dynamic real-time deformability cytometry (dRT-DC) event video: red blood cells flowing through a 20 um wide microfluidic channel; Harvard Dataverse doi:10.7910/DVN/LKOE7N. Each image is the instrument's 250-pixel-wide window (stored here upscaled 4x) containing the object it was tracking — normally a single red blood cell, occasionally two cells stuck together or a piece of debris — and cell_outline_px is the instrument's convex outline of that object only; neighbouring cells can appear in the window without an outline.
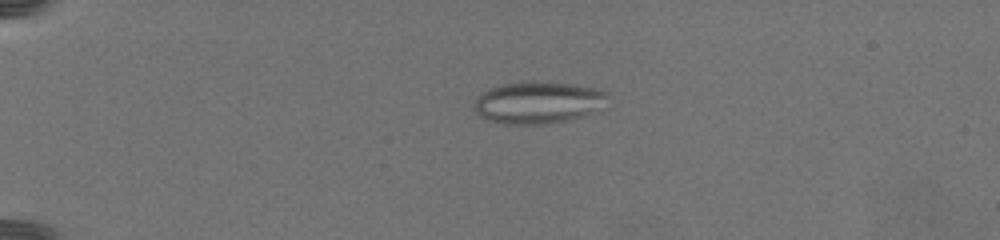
{"species": "common noctule bat (a hibernating species)", "species_latin": "Nyctalus noctula", "temperature_condition": "warm", "stored_images_in_passage": 29, "camera_frame_rate_fps": 3000, "um_per_image_px": 0.085, "animal": {"sex": "female", "body_mass_g": 19.5, "forearm_length_mm": 54.1}, "frame": {"image": 1, "passage_image": 8, "time_ms": 6.333, "image_size_px": [1000, 240], "cell_outline_px": [[608, 96], [600, 112], [568, 120], [548, 124], [504, 124], [488, 120], [480, 116], [476, 112], [476, 96], [480, 92], [488, 88], [500, 84], [536, 80], [576, 84], [600, 88], [608, 92]], "centroid_in_image_um": [45.8, 8.69], "position_along_channel_um": 39.2, "area_um2": 33.58}}
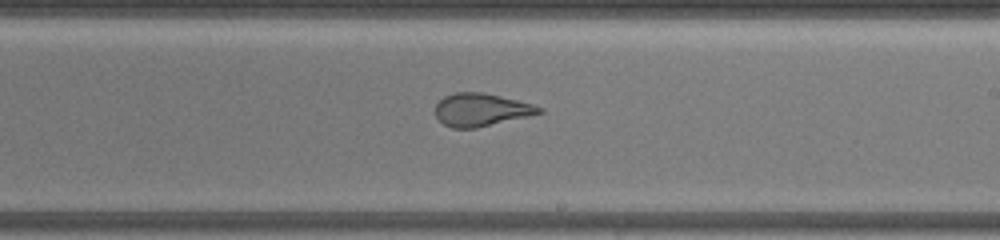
{"frame": {"image": 2, "passage_image": 19, "time_ms": 15.667, "image_size_px": [1000, 240], "cell_outline_px": [[544, 112], [528, 116], [476, 128], [452, 128], [444, 124], [436, 116], [436, 104], [444, 96], [456, 92], [484, 92], [532, 104], [544, 108]], "centroid_in_image_um": [40.89, 9.32], "position_along_channel_um": 248.1, "area_um2": 19.71}}
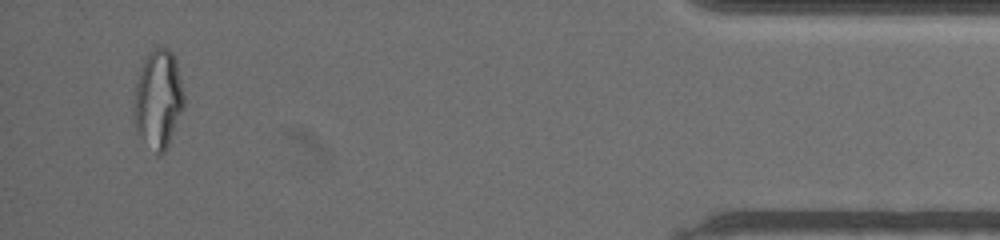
{"frame": {"image": 3, "passage_image": 28, "time_ms": 23.667, "image_size_px": [1000, 240], "cell_outline_px": [[184, 108], [168, 144], [164, 152], [156, 156], [140, 136], [136, 128], [132, 116], [136, 84], [140, 68], [148, 52], [156, 48], [168, 48], [172, 52], [176, 60], [184, 96]], "centroid_in_image_um": [13.44, 8.45], "position_along_channel_um": 421.8, "area_um2": 28.78}}